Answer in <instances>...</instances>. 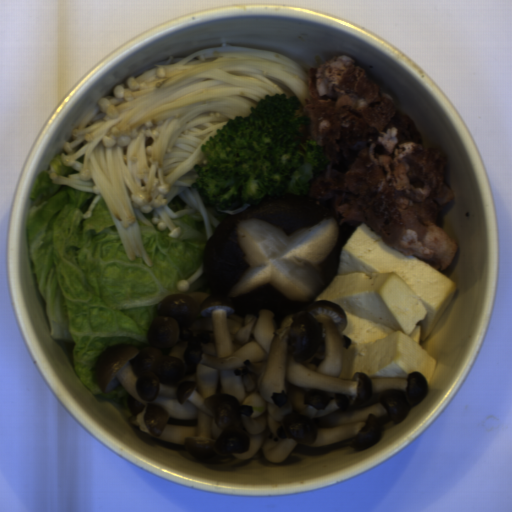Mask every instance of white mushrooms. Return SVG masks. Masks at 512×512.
<instances>
[{"mask_svg":"<svg viewBox=\"0 0 512 512\" xmlns=\"http://www.w3.org/2000/svg\"><path fill=\"white\" fill-rule=\"evenodd\" d=\"M341 305L314 300L282 316L237 314L208 285L162 299L148 346L115 343L94 363L95 385L128 394V420L153 439L183 445L198 462H285L298 445L379 442L428 396L406 379H339L352 344Z\"/></svg>","mask_w":512,"mask_h":512,"instance_id":"white-mushrooms-1","label":"white mushrooms"}]
</instances>
